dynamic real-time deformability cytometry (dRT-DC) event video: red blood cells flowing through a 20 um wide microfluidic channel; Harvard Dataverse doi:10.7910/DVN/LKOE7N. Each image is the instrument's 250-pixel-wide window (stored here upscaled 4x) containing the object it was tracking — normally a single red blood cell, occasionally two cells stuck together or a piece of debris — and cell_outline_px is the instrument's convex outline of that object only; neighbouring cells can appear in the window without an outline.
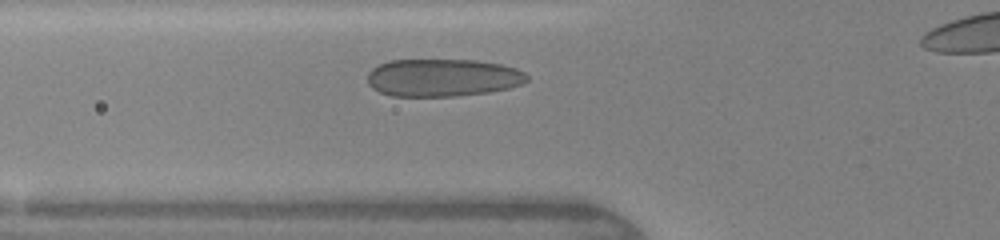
{"species": "human", "species_latin": "Homo sapiens", "temperature_condition": "warm", "stored_images_in_passage": 26, "camera_frame_rate_fps": 3000, "um_per_image_px": 0.085, "donor": {"sex": "female"}, "frame": {"image": 1, "passage_image": 5, "time_ms": 1.667, "image_size_px": [1000, 240], "cell_outline_px": [[528, 80], [520, 84], [508, 88], [488, 92], [456, 96], [392, 96], [380, 92], [372, 88], [368, 84], [368, 72], [372, 68], [388, 60], [476, 60], [500, 64], [516, 68], [524, 72], [528, 76]], "centroid_in_image_um": [37.61, 6.6], "position_along_channel_um": 88.2, "area_um2": 35.03}}